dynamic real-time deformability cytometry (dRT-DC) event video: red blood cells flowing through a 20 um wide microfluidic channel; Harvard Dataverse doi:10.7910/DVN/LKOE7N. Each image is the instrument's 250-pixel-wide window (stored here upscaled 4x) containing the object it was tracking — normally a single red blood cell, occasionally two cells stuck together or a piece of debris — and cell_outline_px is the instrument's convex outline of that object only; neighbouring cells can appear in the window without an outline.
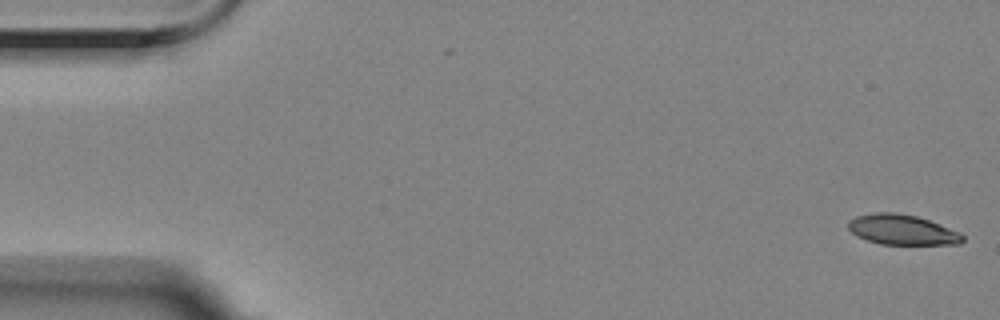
{"species": "Egyptian fruit bat (a non-hibernating species)", "species_latin": "Rousettus aegyptiacus", "temperature_condition": "room temperature", "stored_images_in_passage": 56, "camera_frame_rate_fps": 3000, "um_per_image_px": 0.085, "animal": {"sex": "female"}, "frame": {"image": 1, "passage_image": 1, "time_ms": 0.0, "image_size_px": [1000, 320], "cell_outline_px": [[964, 240], [960, 244], [880, 244], [856, 236], [848, 228], [848, 220], [856, 216], [876, 212], [896, 212], [916, 216], [940, 224], [960, 232], [964, 236]], "centroid_in_image_um": [76.68, 19.52], "position_along_channel_um": 8.3, "area_um2": 20.11}}
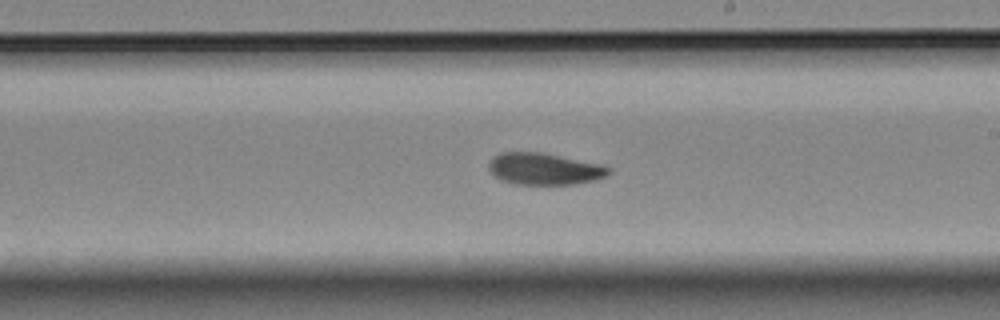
{"frame": {"image": 2, "passage_image": 32, "time_ms": 10.333, "image_size_px": [1000, 320], "cell_outline_px": [[612, 172], [608, 176], [596, 180], [572, 184], [512, 184], [500, 180], [488, 168], [488, 164], [492, 156], [500, 152], [540, 152], [600, 164], [612, 168]], "centroid_in_image_um": [46.27, 14.36], "position_along_channel_um": 242.7, "area_um2": 22.31}}
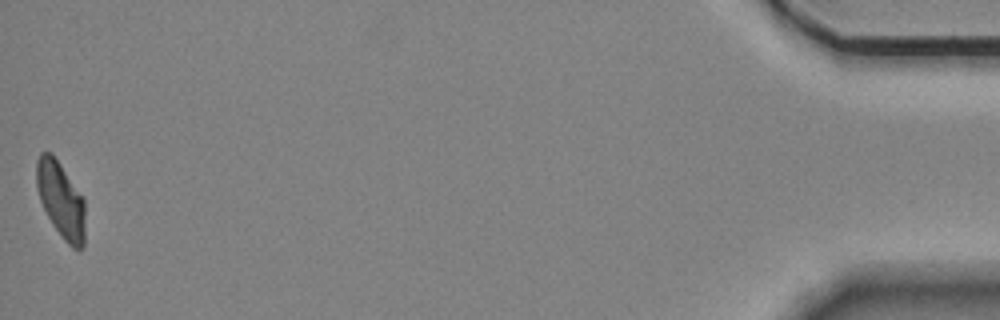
{"frame": {"image": 3, "passage_image": 56, "time_ms": 18.333, "image_size_px": [1000, 320], "cell_outline_px": [[84, 248], [80, 252], [72, 248], [64, 240], [52, 224], [40, 200], [36, 188], [36, 160], [40, 152], [52, 152], [84, 200]], "centroid_in_image_um": [5.16, 17.01], "position_along_channel_um": 430.0, "area_um2": 21.5}, "authors_computed_cell_mechanics": {"area_um2": 22.0218, "velocity_mm_per_s": 3.5256, "shape_relaxation_time_tau1_ms": 8.0661, "shape_relaxation_time_tau2_ms": 4.5034, "deformation_change_tau1": 0.1939, "deformation_change_tau2": 0.0974}}